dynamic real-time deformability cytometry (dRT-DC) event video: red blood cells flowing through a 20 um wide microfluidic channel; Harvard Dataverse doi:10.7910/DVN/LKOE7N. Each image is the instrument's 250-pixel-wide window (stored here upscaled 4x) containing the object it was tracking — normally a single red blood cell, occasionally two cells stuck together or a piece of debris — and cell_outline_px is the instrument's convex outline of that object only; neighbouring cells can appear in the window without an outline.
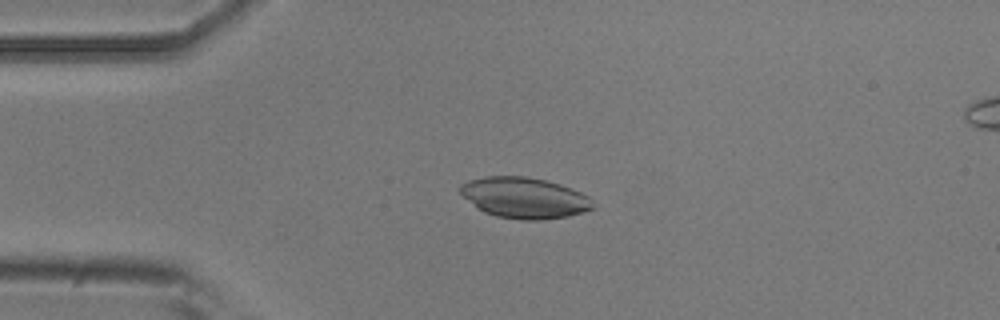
{"species": "common noctule bat (a hibernating species)", "species_latin": "Nyctalus noctula", "temperature_condition": "room temperature", "stored_images_in_passage": 7, "camera_frame_rate_fps": 3000, "um_per_image_px": 0.085, "animal": {"sex": "male", "body_mass_g": 20.5, "forearm_length_mm": 52.5}, "frame": {"image": 1, "passage_image": 3, "time_ms": 0.667, "image_size_px": [1000, 320], "cell_outline_px": [[592, 208], [584, 212], [568, 216], [540, 220], [520, 220], [496, 216], [484, 212], [476, 208], [456, 188], [460, 184], [468, 180], [484, 176], [524, 176], [544, 180], [560, 184], [580, 192], [588, 196], [592, 200]], "centroid_in_image_um": [44.52, 16.81], "position_along_channel_um": 40.5, "area_um2": 31.67}}
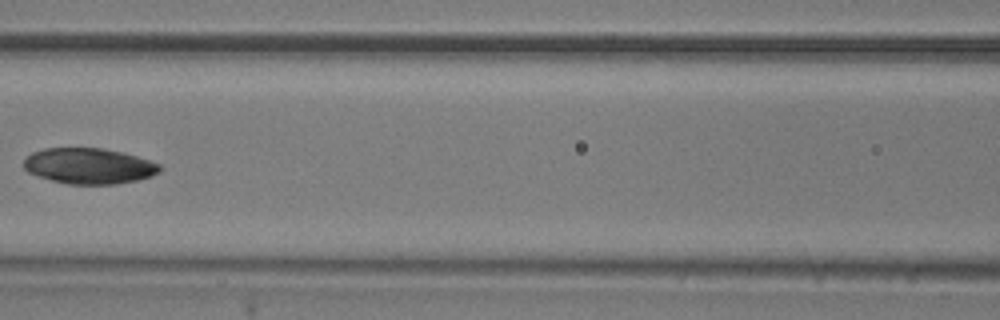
{"frame": {"image": 2, "passage_image": 6, "time_ms": 1.667, "image_size_px": [1000, 320], "cell_outline_px": [[164, 168], [160, 172], [152, 176], [136, 180], [116, 184], [68, 184], [52, 180], [28, 172], [24, 168], [24, 160], [32, 152], [44, 148], [104, 148], [124, 152], [160, 164]], "centroid_in_image_um": [7.6, 14.1], "position_along_channel_um": 159.0, "area_um2": 28.38}}
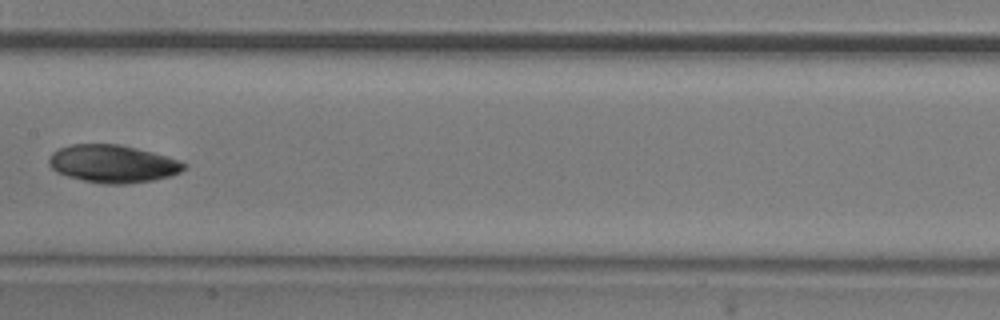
{"frame": {"image": 3, "passage_image": 7, "time_ms": 2.0, "image_size_px": [1000, 320], "cell_outline_px": [[188, 164], [180, 172], [168, 176], [152, 180], [124, 184], [104, 184], [84, 180], [68, 176], [56, 172], [48, 164], [48, 160], [52, 152], [60, 148], [72, 144], [120, 144], [152, 152]], "centroid_in_image_um": [9.54, 13.92], "position_along_channel_um": 197.9, "area_um2": 29.36}}